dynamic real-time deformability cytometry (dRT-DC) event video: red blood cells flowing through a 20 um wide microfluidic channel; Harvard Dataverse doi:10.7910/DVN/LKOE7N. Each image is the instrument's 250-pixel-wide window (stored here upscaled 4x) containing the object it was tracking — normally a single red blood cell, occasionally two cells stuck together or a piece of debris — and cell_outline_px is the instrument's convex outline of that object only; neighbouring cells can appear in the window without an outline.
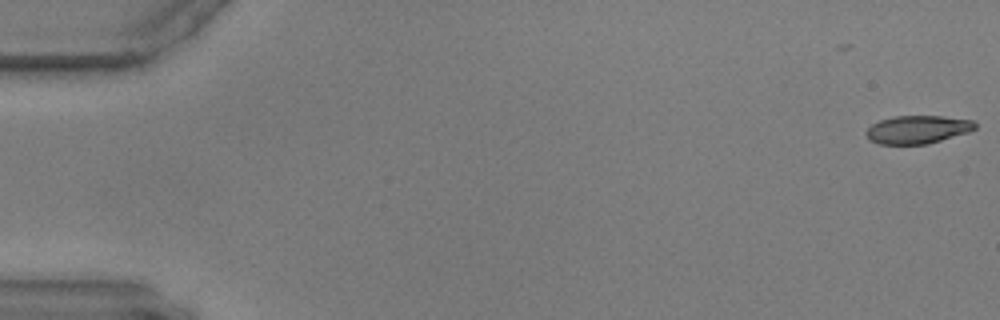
{"species": "common noctule bat (a hibernating species)", "species_latin": "Nyctalus noctula", "temperature_condition": "warm", "stored_images_in_passage": 52, "camera_frame_rate_fps": 3000, "um_per_image_px": 0.085, "animal": {"sex": "male", "body_mass_g": 17.9, "forearm_length_mm": 54.2}, "frame": {"image": 1, "passage_image": 1, "time_ms": 0.0, "image_size_px": [1000, 320], "cell_outline_px": [[976, 128], [968, 132], [928, 144], [880, 144], [868, 140], [864, 132], [872, 124], [880, 120], [896, 116], [944, 116], [972, 120], [976, 124]], "centroid_in_image_um": [77.97, 11.01], "position_along_channel_um": 7.0, "area_um2": 17.86}}
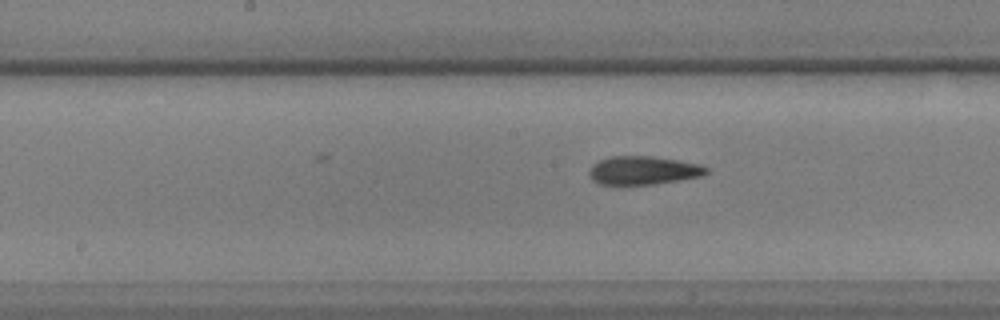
{"frame": {"image": 2, "passage_image": 30, "time_ms": 9.667, "image_size_px": [1000, 320], "cell_outline_px": [[708, 172], [704, 176], [680, 180], [652, 184], [600, 184], [592, 180], [588, 176], [588, 172], [592, 164], [600, 160], [612, 156], [652, 156], [680, 160], [700, 164], [708, 168]], "centroid_in_image_um": [54.69, 14.48], "position_along_channel_um": 193.5, "area_um2": 19.54}}
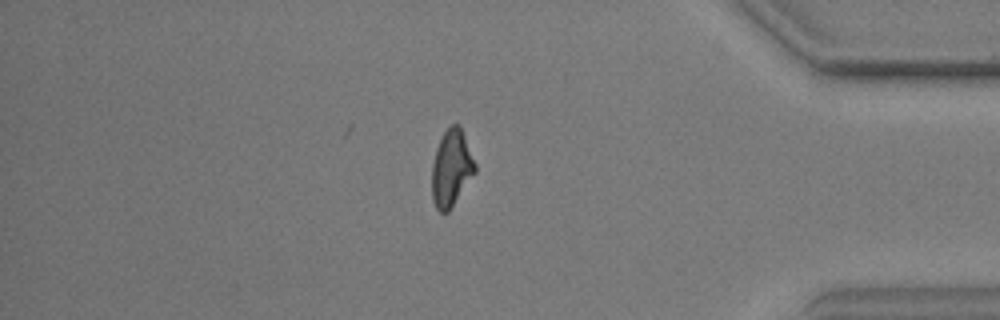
{"frame": {"image": 3, "passage_image": 50, "time_ms": 16.333, "image_size_px": [1000, 320], "cell_outline_px": [[476, 172], [448, 212], [440, 212], [436, 208], [432, 200], [432, 164], [436, 148], [444, 132], [452, 124], [460, 124], [476, 164]], "centroid_in_image_um": [38.37, 14.29], "position_along_channel_um": 396.8, "area_um2": 19.25}}